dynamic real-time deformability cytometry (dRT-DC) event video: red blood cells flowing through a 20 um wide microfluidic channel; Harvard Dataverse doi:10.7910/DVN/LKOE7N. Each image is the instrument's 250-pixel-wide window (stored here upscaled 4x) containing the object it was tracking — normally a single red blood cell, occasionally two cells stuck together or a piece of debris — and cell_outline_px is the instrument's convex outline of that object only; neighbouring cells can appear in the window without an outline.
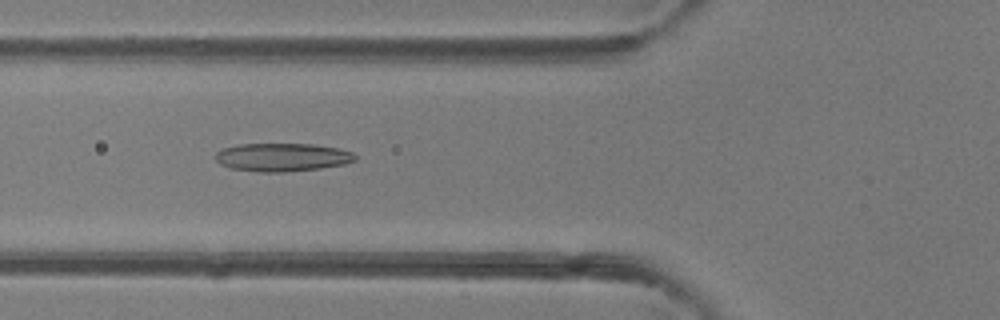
{"species": "common noctule bat (a hibernating species)", "species_latin": "Nyctalus noctula", "temperature_condition": "room temperature", "stored_images_in_passage": 48, "camera_frame_rate_fps": 3000, "um_per_image_px": 0.085, "animal": {"sex": "female"}, "frame": {"image": 1, "passage_image": 18, "time_ms": 5.667, "image_size_px": [1000, 320], "cell_outline_px": [[356, 160], [344, 164], [320, 168], [284, 172], [256, 172], [232, 168], [220, 164], [216, 160], [216, 152], [224, 148], [240, 144], [312, 144], [340, 148], [352, 152], [356, 156]], "centroid_in_image_um": [24.0, 13.36], "position_along_channel_um": 101.8, "area_um2": 22.95}}
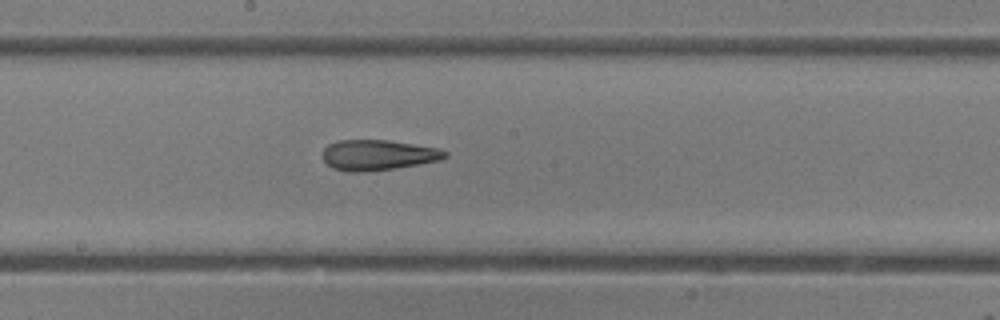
{"frame": {"image": 2, "passage_image": 26, "time_ms": 8.333, "image_size_px": [1000, 320], "cell_outline_px": [[448, 156], [440, 160], [420, 164], [364, 172], [348, 172], [332, 168], [320, 156], [324, 148], [328, 144], [340, 140], [388, 140], [436, 148], [448, 152]], "centroid_in_image_um": [32.08, 13.18], "position_along_channel_um": 216.1, "area_um2": 21.68}}
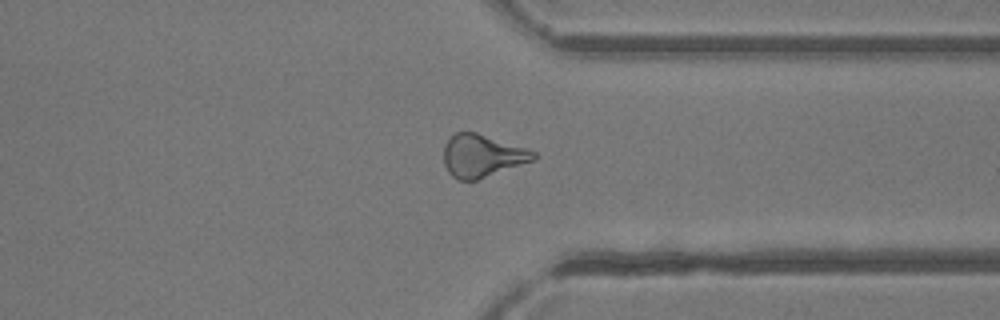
{"frame": {"image": 3, "passage_image": 37, "time_ms": 12.0, "image_size_px": [1000, 320], "cell_outline_px": [[536, 160], [476, 180], [456, 180], [448, 172], [444, 164], [444, 144], [456, 132], [476, 132], [528, 148], [536, 152]], "centroid_in_image_um": [41.0, 13.24], "position_along_channel_um": 370.4, "area_um2": 22.43}, "authors_computed_cell_mechanics": {"area_um2": 23.0044, "velocity_mm_per_s": 4.257, "shape_relaxation_time_tau1_ms": null, "shape_relaxation_time_tau2_ms": 3.4929, "deformation_change_tau1": null, "deformation_change_tau2": 0.132}}